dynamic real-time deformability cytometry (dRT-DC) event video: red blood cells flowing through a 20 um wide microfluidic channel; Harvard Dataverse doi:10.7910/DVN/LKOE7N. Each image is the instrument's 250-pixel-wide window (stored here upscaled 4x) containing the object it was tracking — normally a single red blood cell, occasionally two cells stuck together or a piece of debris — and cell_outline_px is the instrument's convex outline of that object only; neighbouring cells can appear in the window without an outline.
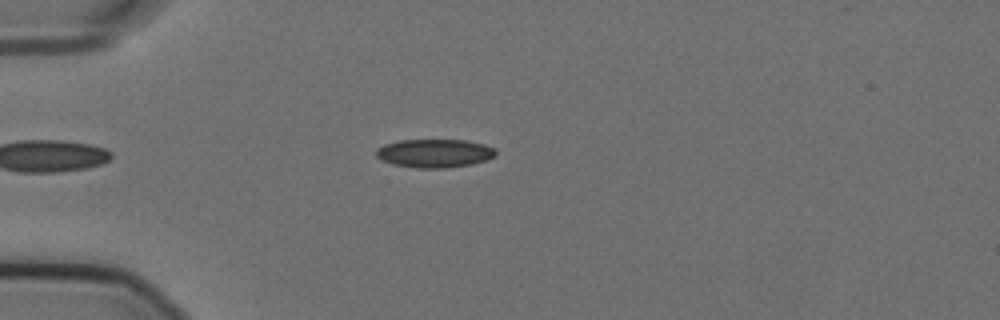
{"species": "Egyptian fruit bat (a non-hibernating species)", "species_latin": "Rousettus aegyptiacus", "temperature_condition": "cold", "stored_images_in_passage": 49, "camera_frame_rate_fps": 3000, "um_per_image_px": 0.085, "animal": {"sex": "female"}, "frame": {"image": 1, "passage_image": 8, "time_ms": 2.333, "image_size_px": [1000, 320], "cell_outline_px": [[496, 156], [488, 160], [472, 164], [448, 168], [416, 168], [392, 164], [380, 160], [376, 156], [376, 148], [384, 144], [400, 140], [468, 140], [484, 144], [496, 148]], "centroid_in_image_um": [36.95, 13.03], "position_along_channel_um": 48.0, "area_um2": 20.17}}
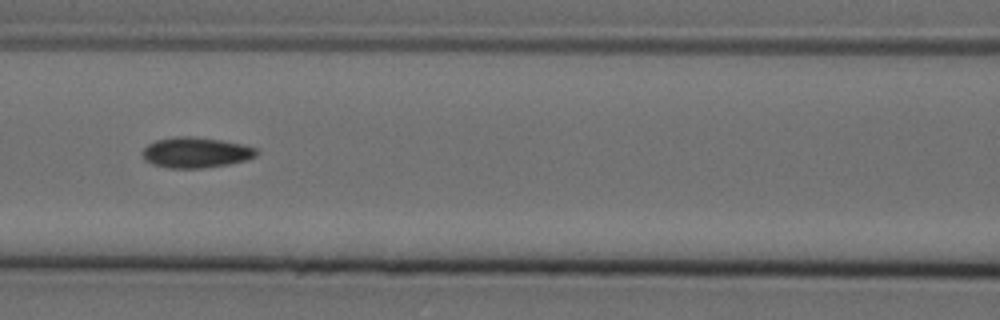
{"frame": {"image": 2, "passage_image": 18, "time_ms": 5.667, "image_size_px": [1000, 320], "cell_outline_px": [[260, 152], [256, 156], [248, 160], [228, 164], [200, 168], [172, 168], [152, 164], [144, 160], [144, 148], [148, 144], [156, 140], [176, 136], [192, 136], [220, 140], [244, 144], [256, 148]], "centroid_in_image_um": [16.69, 12.96], "position_along_channel_um": 149.9, "area_um2": 20.29}}
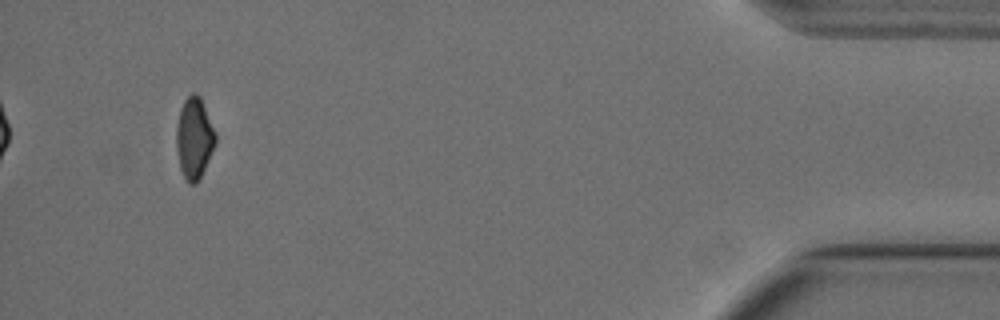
{"frame": {"image": 3, "passage_image": 46, "time_ms": 15.0, "image_size_px": [1000, 320], "cell_outline_px": [[216, 144], [200, 180], [196, 184], [188, 184], [180, 168], [176, 148], [176, 124], [180, 108], [184, 100], [192, 92], [196, 92], [200, 96], [216, 132]], "centroid_in_image_um": [16.51, 11.75], "position_along_channel_um": 418.7, "area_um2": 18.9}, "authors_computed_cell_mechanics": {"area_um2": 19.7676, "velocity_mm_per_s": 3.5947, "shape_relaxation_time_tau1_ms": 9.6772, "shape_relaxation_time_tau2_ms": 5.8947, "deformation_change_tau1": 0.1665, "deformation_change_tau2": 0.0841}}